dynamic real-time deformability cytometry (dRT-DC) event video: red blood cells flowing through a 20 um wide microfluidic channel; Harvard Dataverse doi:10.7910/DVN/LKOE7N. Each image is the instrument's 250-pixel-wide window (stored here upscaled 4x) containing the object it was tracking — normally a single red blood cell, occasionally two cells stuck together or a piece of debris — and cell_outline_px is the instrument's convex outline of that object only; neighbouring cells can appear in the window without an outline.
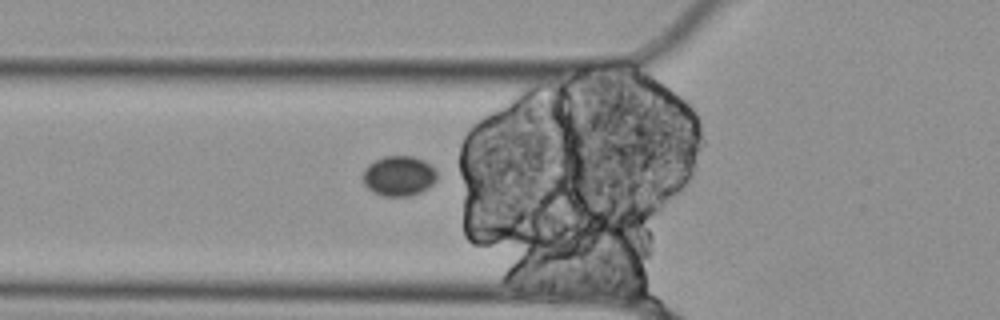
{"species": "Egyptian fruit bat (a non-hibernating species)", "species_latin": "Rousettus aegyptiacus", "temperature_condition": "cold", "stored_images_in_passage": 7, "segment_of_instrument_passage": [3, 3], "camera_frame_rate_fps": 3000, "um_per_image_px": 0.085, "animal": {"sex": "female"}, "frame": {"image": 1, "passage_image": 4, "time_ms": 1.0, "image_size_px": [1000, 320], "cell_outline_px": [[436, 180], [428, 188], [420, 192], [408, 196], [384, 196], [368, 188], [364, 184], [364, 168], [368, 164], [384, 156], [412, 156], [424, 160], [436, 172]], "centroid_in_image_um": [33.9, 14.95], "position_along_channel_um": 91.9, "area_um2": 17.05}}